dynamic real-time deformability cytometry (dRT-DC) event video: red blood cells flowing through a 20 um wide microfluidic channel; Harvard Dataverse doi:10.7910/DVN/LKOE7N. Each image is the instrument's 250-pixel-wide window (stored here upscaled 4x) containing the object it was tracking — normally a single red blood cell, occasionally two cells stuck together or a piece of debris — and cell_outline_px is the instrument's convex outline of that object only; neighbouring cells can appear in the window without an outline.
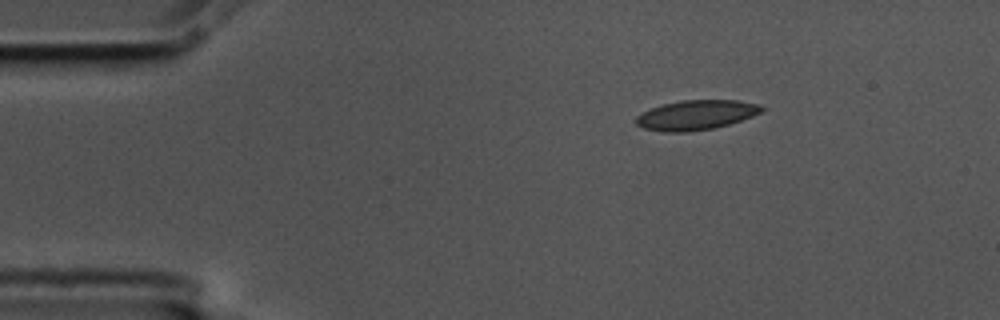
{"species": "common noctule bat (a hibernating species)", "species_latin": "Nyctalus noctula", "temperature_condition": "cold", "stored_images_in_passage": 48, "camera_frame_rate_fps": 3000, "um_per_image_px": 0.085, "animal": {"sex": "male", "body_mass_g": 17.5, "forearm_length_mm": 52.3}, "frame": {"image": 1, "passage_image": 1, "time_ms": 0.0, "image_size_px": [1000, 320], "cell_outline_px": [[764, 108], [760, 112], [752, 116], [728, 124], [712, 128], [688, 132], [664, 132], [644, 128], [636, 124], [636, 116], [652, 108], [664, 104], [680, 100], [736, 100], [760, 104]], "centroid_in_image_um": [59.16, 9.77], "position_along_channel_um": 25.8, "area_um2": 21.5}}
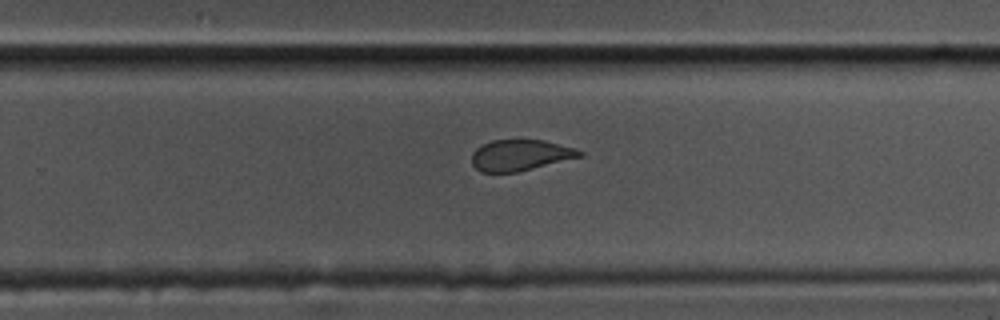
{"frame": {"image": 2, "passage_image": 28, "time_ms": 9.0, "image_size_px": [1000, 320], "cell_outline_px": [[584, 156], [516, 172], [480, 172], [472, 164], [472, 152], [476, 148], [492, 140], [544, 140], [576, 148], [584, 152]], "centroid_in_image_um": [44.24, 13.19], "position_along_channel_um": 285.6, "area_um2": 19.48}}
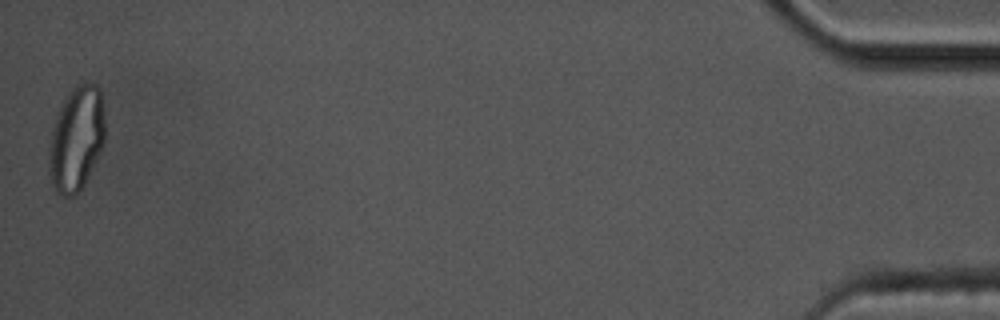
{"frame": {"image": 3, "passage_image": 48, "time_ms": 15.667, "image_size_px": [1000, 320], "cell_outline_px": [[104, 144], [84, 184], [72, 196], [64, 196], [56, 192], [52, 184], [48, 172], [48, 152], [52, 128], [60, 108], [64, 100], [72, 88], [76, 84], [84, 80], [88, 80], [96, 84], [100, 88], [104, 108]], "centroid_in_image_um": [6.49, 11.74], "position_along_channel_um": 428.7, "area_um2": 34.39}, "authors_computed_cell_mechanics": {"area_um2": 21.3282, "velocity_mm_per_s": 3.5651, "shape_relaxation_time_tau1_ms": 5.6514, "shape_relaxation_time_tau2_ms": 1.4663, "deformation_change_tau1": 0.1361, "deformation_change_tau2": 0.0702}}